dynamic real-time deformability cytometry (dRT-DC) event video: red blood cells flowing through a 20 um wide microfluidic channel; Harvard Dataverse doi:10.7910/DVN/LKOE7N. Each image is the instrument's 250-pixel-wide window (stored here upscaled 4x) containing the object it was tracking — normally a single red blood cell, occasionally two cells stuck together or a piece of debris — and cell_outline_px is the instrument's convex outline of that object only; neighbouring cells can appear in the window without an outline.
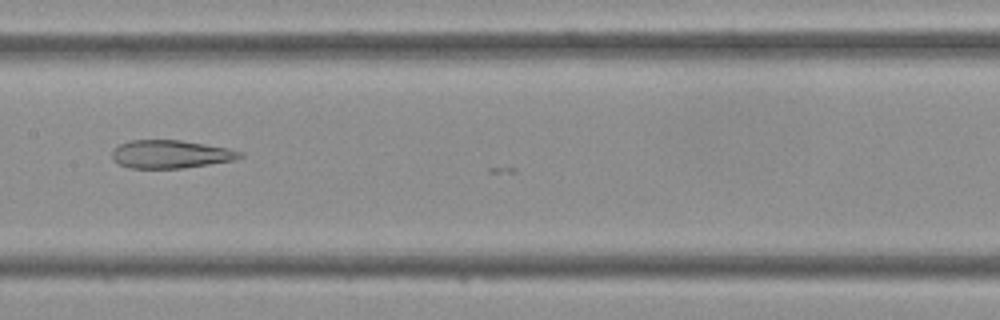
{"species": "Egyptian fruit bat (a non-hibernating species)", "species_latin": "Rousettus aegyptiacus", "temperature_condition": "cold", "stored_images_in_passage": 18, "camera_frame_rate_fps": 3000, "um_per_image_px": 0.085, "frame": {"image": 1, "passage_image": 10, "time_ms": 3.0, "image_size_px": [1000, 320], "cell_outline_px": [[244, 156], [236, 160], [184, 168], [128, 168], [116, 164], [112, 160], [112, 152], [120, 144], [128, 140], [180, 140], [228, 148], [244, 152]], "centroid_in_image_um": [14.51, 13.11], "position_along_channel_um": 192.9, "area_um2": 21.15}}
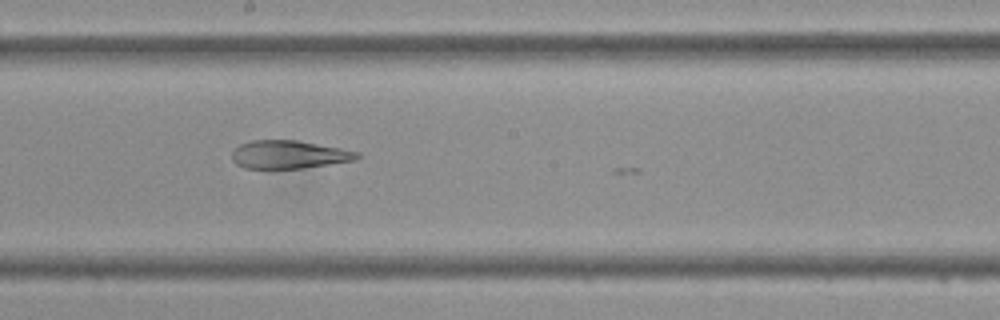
{"frame": {"image": 2, "passage_image": 12, "time_ms": 3.667, "image_size_px": [1000, 320], "cell_outline_px": [[360, 156], [356, 160], [300, 168], [244, 168], [236, 164], [232, 160], [232, 152], [240, 144], [252, 140], [296, 140], [340, 148], [360, 152]], "centroid_in_image_um": [24.55, 13.13], "position_along_channel_um": 223.7, "area_um2": 20.35}}